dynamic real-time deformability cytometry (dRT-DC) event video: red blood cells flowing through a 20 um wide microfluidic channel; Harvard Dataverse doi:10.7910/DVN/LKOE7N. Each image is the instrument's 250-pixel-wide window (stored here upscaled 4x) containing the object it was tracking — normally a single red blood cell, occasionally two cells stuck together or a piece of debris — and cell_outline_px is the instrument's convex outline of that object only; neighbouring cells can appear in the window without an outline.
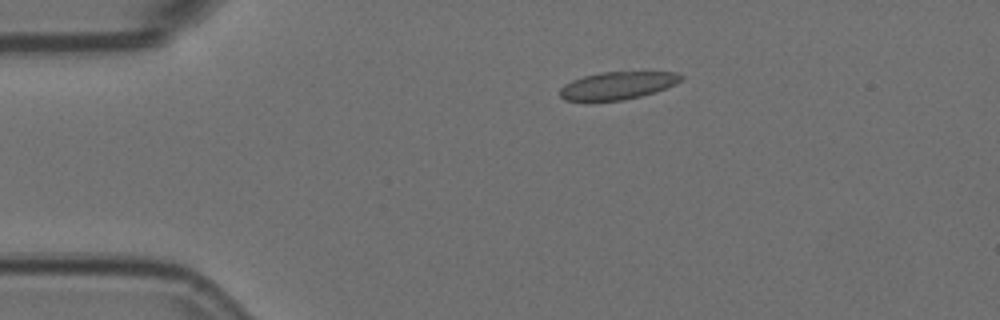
{"species": "Egyptian fruit bat (a non-hibernating species)", "species_latin": "Rousettus aegyptiacus", "temperature_condition": "room temperature", "stored_images_in_passage": 46, "camera_frame_rate_fps": 3000, "um_per_image_px": 0.085, "animal": {"sex": "female"}, "frame": {"image": 1, "passage_image": 1, "time_ms": 0.0, "image_size_px": [1000, 320], "cell_outline_px": [[684, 76], [676, 84], [656, 92], [624, 100], [564, 100], [560, 96], [560, 88], [564, 84], [572, 80], [584, 76], [600, 72], [676, 72]], "centroid_in_image_um": [52.5, 7.26], "position_along_channel_um": 32.5, "area_um2": 19.36}}
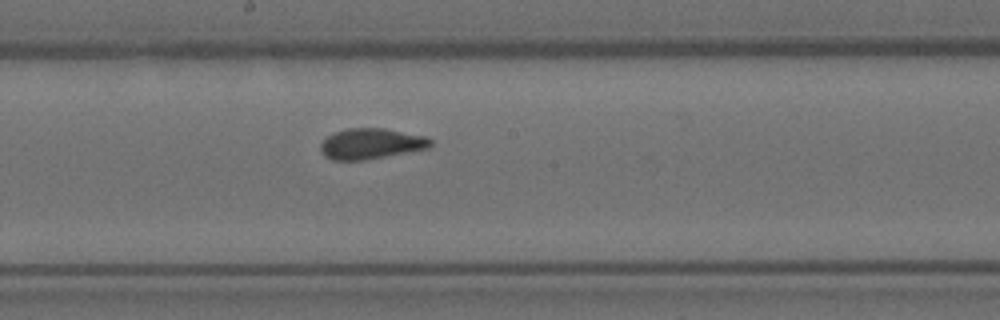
{"frame": {"image": 2, "passage_image": 20, "time_ms": 6.333, "image_size_px": [1000, 320], "cell_outline_px": [[432, 144], [428, 148], [364, 160], [332, 160], [324, 156], [320, 152], [320, 144], [328, 136], [336, 132], [348, 128], [384, 128], [428, 136], [432, 140]], "centroid_in_image_um": [31.54, 12.21], "position_along_channel_um": 216.7, "area_um2": 19.65}}
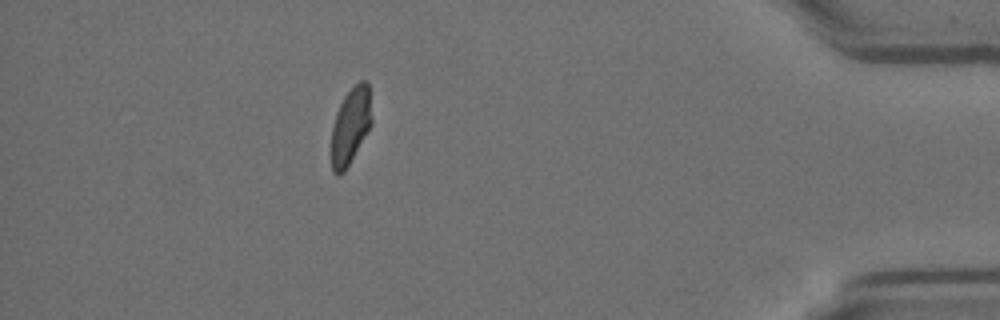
{"frame": {"image": 3, "passage_image": 40, "time_ms": 13.0, "image_size_px": [1000, 320], "cell_outline_px": [[372, 124], [344, 172], [340, 176], [336, 176], [332, 172], [332, 128], [336, 112], [344, 96], [360, 80], [368, 80], [372, 116]], "centroid_in_image_um": [29.81, 10.7], "position_along_channel_um": 405.4, "area_um2": 17.98}}